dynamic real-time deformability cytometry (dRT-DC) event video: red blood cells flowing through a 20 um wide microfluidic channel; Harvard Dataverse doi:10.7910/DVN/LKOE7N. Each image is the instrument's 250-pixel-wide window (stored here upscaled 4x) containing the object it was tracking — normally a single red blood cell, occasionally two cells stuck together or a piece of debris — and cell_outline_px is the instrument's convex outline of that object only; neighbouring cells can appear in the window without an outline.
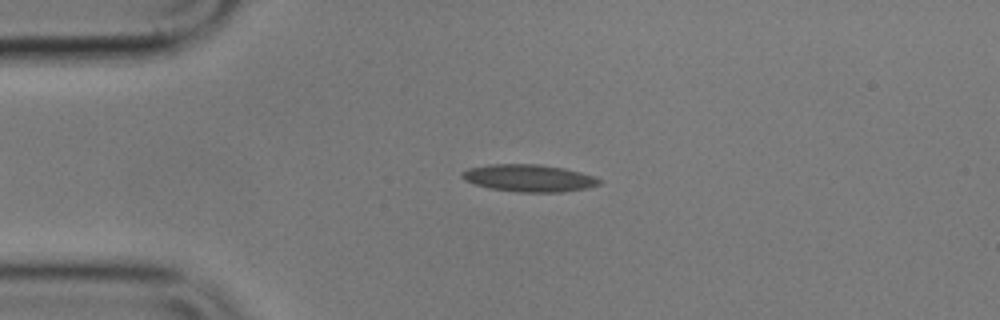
{"species": "common noctule bat (a hibernating species)", "species_latin": "Nyctalus noctula", "temperature_condition": "cold", "stored_images_in_passage": 5, "camera_frame_rate_fps": 3000, "um_per_image_px": 0.085, "animal": {"sex": "male", "body_mass_g": 17.9}, "frame": {"image": 1, "passage_image": 4, "time_ms": 3.667, "image_size_px": [1000, 320], "cell_outline_px": [[604, 180], [600, 184], [588, 188], [560, 192], [520, 192], [488, 188], [464, 180], [460, 176], [460, 172], [468, 168], [488, 164], [540, 164], [564, 168], [580, 172]], "centroid_in_image_um": [44.94, 15.13], "position_along_channel_um": 40.1, "area_um2": 21.91}}